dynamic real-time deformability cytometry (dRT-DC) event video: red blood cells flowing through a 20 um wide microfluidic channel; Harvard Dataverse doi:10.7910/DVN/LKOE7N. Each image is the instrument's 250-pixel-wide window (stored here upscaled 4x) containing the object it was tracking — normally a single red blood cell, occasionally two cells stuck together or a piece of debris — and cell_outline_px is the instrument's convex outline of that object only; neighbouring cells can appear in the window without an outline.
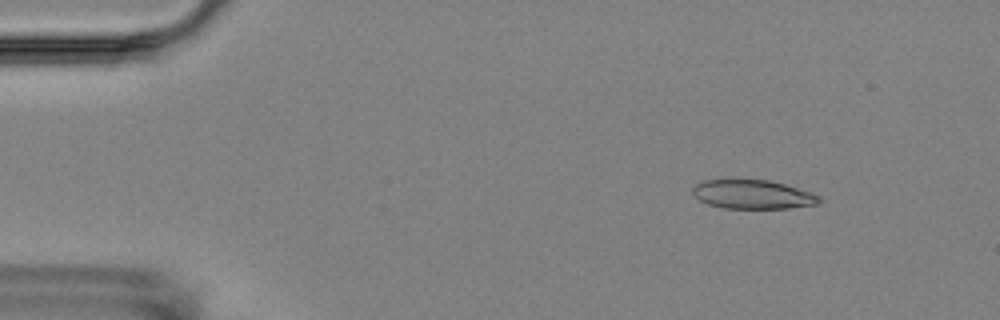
{"species": "Egyptian fruit bat (a non-hibernating species)", "species_latin": "Rousettus aegyptiacus", "temperature_condition": "room temperature", "stored_images_in_passage": 5, "camera_frame_rate_fps": 3000, "um_per_image_px": 0.085, "animal": {"sex": "female"}, "frame": {"image": 1, "passage_image": 2, "time_ms": 1.333, "image_size_px": [1000, 320], "cell_outline_px": [[824, 200], [816, 204], [788, 208], [724, 208], [708, 204], [692, 196], [692, 188], [696, 184], [704, 180], [732, 176], [768, 180], [784, 184], [812, 192], [820, 196]], "centroid_in_image_um": [63.92, 16.47], "position_along_channel_um": 21.1, "area_um2": 22.25}}